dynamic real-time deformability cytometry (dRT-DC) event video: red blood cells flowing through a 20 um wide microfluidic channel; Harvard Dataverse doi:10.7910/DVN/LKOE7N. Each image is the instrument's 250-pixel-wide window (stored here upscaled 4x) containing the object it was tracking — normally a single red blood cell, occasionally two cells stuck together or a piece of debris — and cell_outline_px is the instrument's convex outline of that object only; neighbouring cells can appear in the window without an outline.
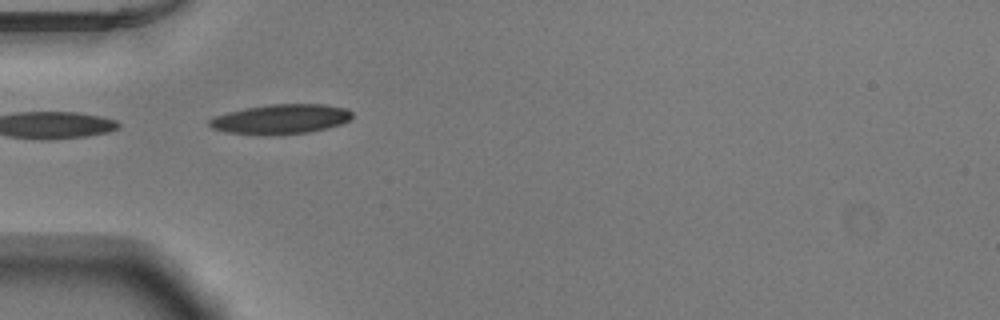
{"species": "Egyptian fruit bat (a non-hibernating species)", "species_latin": "Rousettus aegyptiacus", "temperature_condition": "warm", "stored_images_in_passage": 38, "camera_frame_rate_fps": 3000, "um_per_image_px": 0.085, "animal": {"sex": "male"}, "frame": {"image": 1, "passage_image": 2, "time_ms": 0.333, "image_size_px": [1000, 320], "cell_outline_px": [[352, 116], [348, 120], [340, 124], [308, 132], [280, 136], [264, 136], [228, 132], [212, 128], [208, 124], [208, 120], [212, 116], [228, 112], [248, 108], [272, 104], [324, 104], [344, 108], [352, 112]], "centroid_in_image_um": [23.82, 10.14], "position_along_channel_um": 61.2, "area_um2": 24.8}}
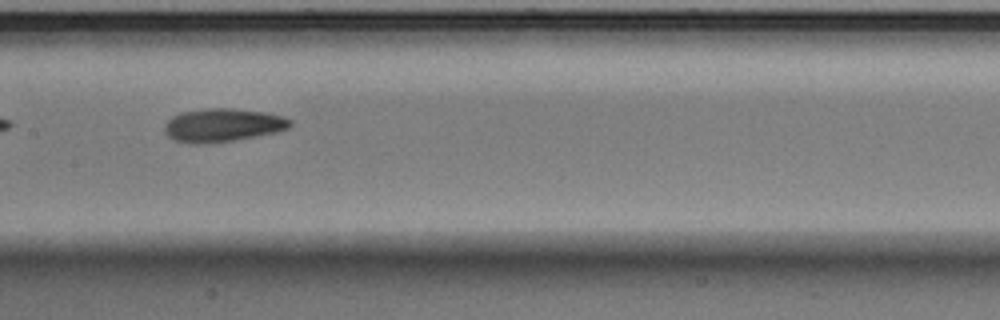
{"frame": {"image": 2, "passage_image": 12, "time_ms": 3.667, "image_size_px": [1000, 320], "cell_outline_px": [[292, 124], [288, 128], [276, 132], [236, 140], [204, 144], [188, 144], [172, 140], [164, 132], [164, 124], [172, 116], [184, 112], [208, 108], [232, 108], [264, 112], [284, 116], [292, 120]], "centroid_in_image_um": [18.91, 10.65], "position_along_channel_um": 188.5, "area_um2": 24.62}}
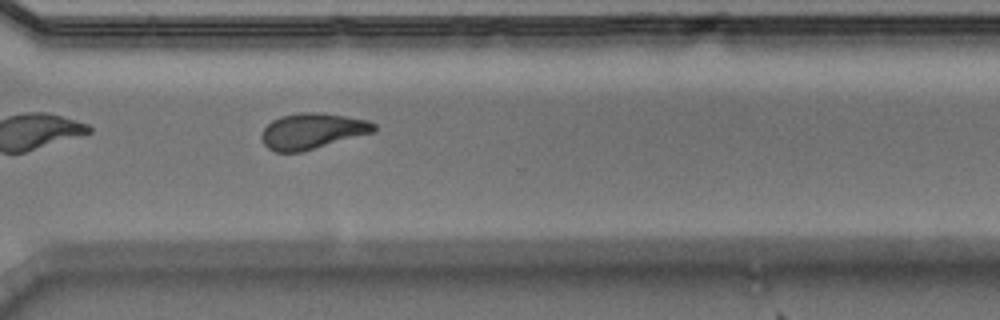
{"frame": {"image": 3, "passage_image": 24, "time_ms": 7.667, "image_size_px": [1000, 320], "cell_outline_px": [[376, 128], [372, 132], [300, 152], [276, 152], [268, 148], [264, 144], [260, 136], [264, 128], [272, 120], [280, 116], [300, 112], [316, 112], [344, 116], [368, 120], [376, 124]], "centroid_in_image_um": [26.5, 11.13], "position_along_channel_um": 344.1, "area_um2": 23.12}, "authors_computed_cell_mechanics": {"area_um2": 23.2067, "velocity_mm_per_s": 3.9001, "shape_relaxation_time_tau1_ms": 4.6772, "shape_relaxation_time_tau2_ms": 3.7666, "deformation_change_tau1": 0.1593, "deformation_change_tau2": 0.1133}}